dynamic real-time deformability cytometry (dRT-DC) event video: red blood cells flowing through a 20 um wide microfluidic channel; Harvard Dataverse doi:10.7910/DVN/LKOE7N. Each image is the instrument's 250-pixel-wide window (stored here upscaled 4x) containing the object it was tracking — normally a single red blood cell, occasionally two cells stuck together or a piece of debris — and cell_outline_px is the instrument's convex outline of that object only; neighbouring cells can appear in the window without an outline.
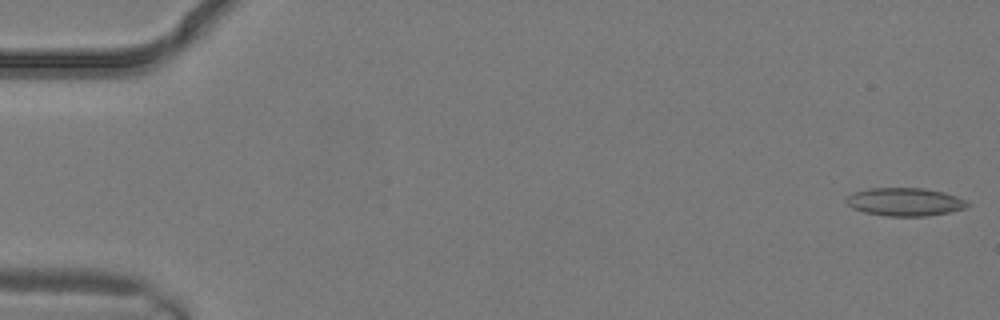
{"species": "common noctule bat (a hibernating species)", "species_latin": "Nyctalus noctula", "temperature_condition": "warm", "stored_images_in_passage": 3, "camera_frame_rate_fps": 3000, "um_per_image_px": 0.085, "animal": {"sex": "male", "body_mass_g": 19.2, "forearm_length_mm": 51.8}, "frame": {"image": 1, "passage_image": 1, "time_ms": 0.0, "image_size_px": [1000, 320], "cell_outline_px": [[972, 204], [968, 208], [948, 212], [924, 216], [884, 216], [864, 212], [852, 208], [844, 200], [848, 196], [856, 192], [868, 188], [924, 188], [944, 192], [956, 196]], "centroid_in_image_um": [76.93, 17.16], "position_along_channel_um": 8.1, "area_um2": 19.88}}
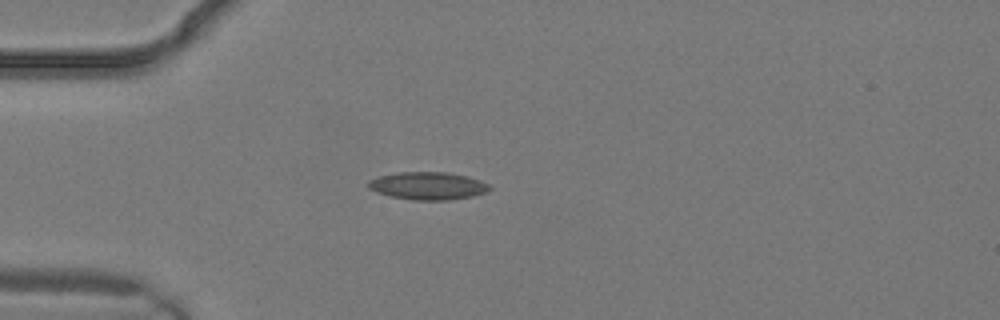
{"frame": {"image": 2, "passage_image": 3, "time_ms": 0.667, "image_size_px": [1000, 320], "cell_outline_px": [[492, 188], [484, 192], [472, 196], [448, 200], [412, 200], [392, 196], [376, 192], [368, 188], [368, 180], [380, 176], [396, 172], [448, 172], [468, 176], [480, 180], [488, 184]], "centroid_in_image_um": [36.36, 15.79], "position_along_channel_um": 48.6, "area_um2": 19.54}}